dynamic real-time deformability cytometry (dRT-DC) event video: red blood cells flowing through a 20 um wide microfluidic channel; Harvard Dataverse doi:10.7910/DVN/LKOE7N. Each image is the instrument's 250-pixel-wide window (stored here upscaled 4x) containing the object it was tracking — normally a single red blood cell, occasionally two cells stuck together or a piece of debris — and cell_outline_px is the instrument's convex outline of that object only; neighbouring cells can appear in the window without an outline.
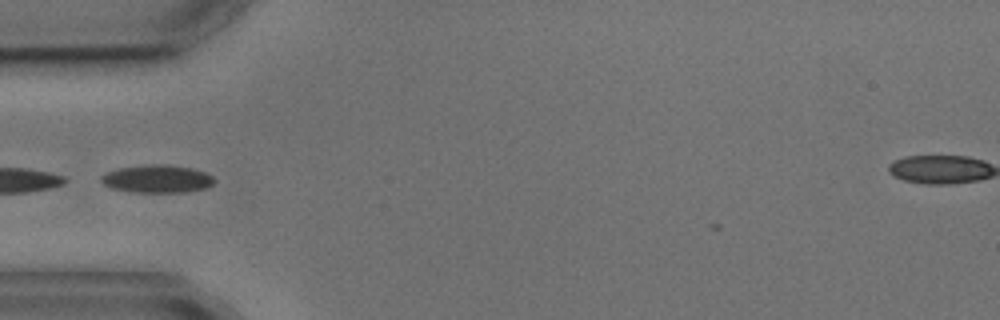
{"species": "common noctule bat (a hibernating species)", "species_latin": "Nyctalus noctula", "temperature_condition": "cold", "stored_images_in_passage": 8, "segment_of_instrument_passage": [2, 2], "camera_frame_rate_fps": 3000, "um_per_image_px": 0.085, "animal": {"sex": "male", "body_mass_g": 17.9, "forearm_length_mm": 54.2}, "frame": {"image": 1, "passage_image": 4, "time_ms": 3.667, "image_size_px": [1000, 320], "cell_outline_px": [[216, 180], [208, 188], [184, 192], [132, 192], [112, 188], [104, 184], [100, 180], [100, 176], [116, 168], [148, 164], [168, 164], [192, 168], [204, 172], [212, 176]], "centroid_in_image_um": [13.36, 15.19], "position_along_channel_um": 71.6, "area_um2": 18.5}}
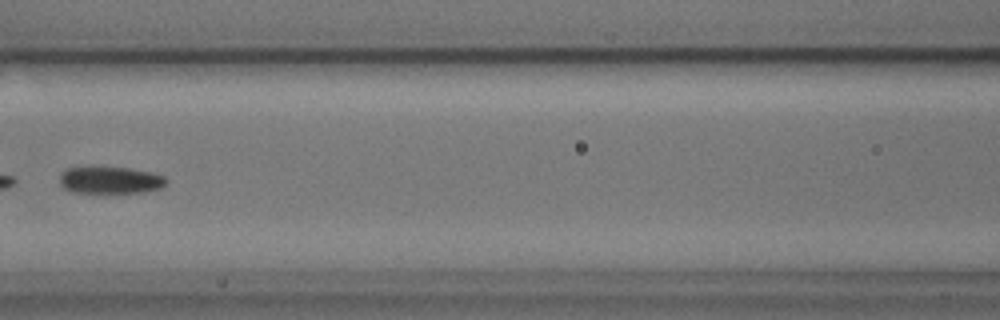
{"frame": {"image": 2, "passage_image": 6, "time_ms": 6.0, "image_size_px": [1000, 320], "cell_outline_px": [[168, 184], [160, 188], [144, 192], [72, 192], [64, 188], [60, 184], [60, 176], [68, 168], [88, 164], [132, 168], [152, 172], [164, 176], [168, 180]], "centroid_in_image_um": [9.38, 15.26], "position_along_channel_um": 157.2, "area_um2": 17.46}}
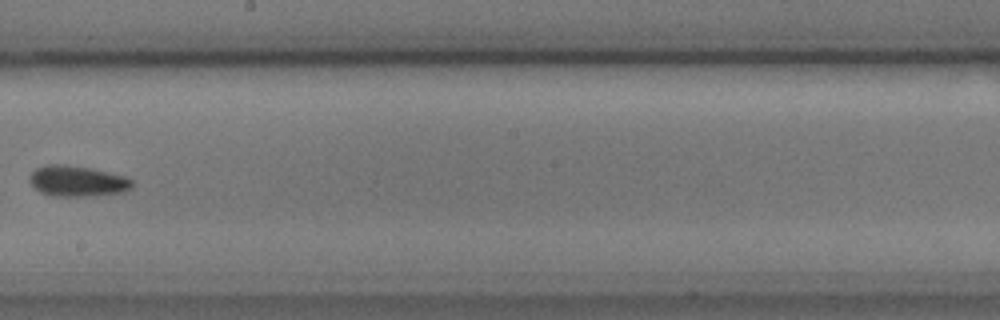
{"frame": {"image": 3, "passage_image": 8, "time_ms": 8.333, "image_size_px": [1000, 320], "cell_outline_px": [[132, 188], [124, 192], [92, 196], [52, 196], [40, 192], [28, 180], [28, 176], [36, 168], [48, 164], [60, 164], [88, 168], [108, 172], [124, 176], [132, 180]], "centroid_in_image_um": [6.55, 15.4], "position_along_channel_um": 241.6, "area_um2": 18.32}}